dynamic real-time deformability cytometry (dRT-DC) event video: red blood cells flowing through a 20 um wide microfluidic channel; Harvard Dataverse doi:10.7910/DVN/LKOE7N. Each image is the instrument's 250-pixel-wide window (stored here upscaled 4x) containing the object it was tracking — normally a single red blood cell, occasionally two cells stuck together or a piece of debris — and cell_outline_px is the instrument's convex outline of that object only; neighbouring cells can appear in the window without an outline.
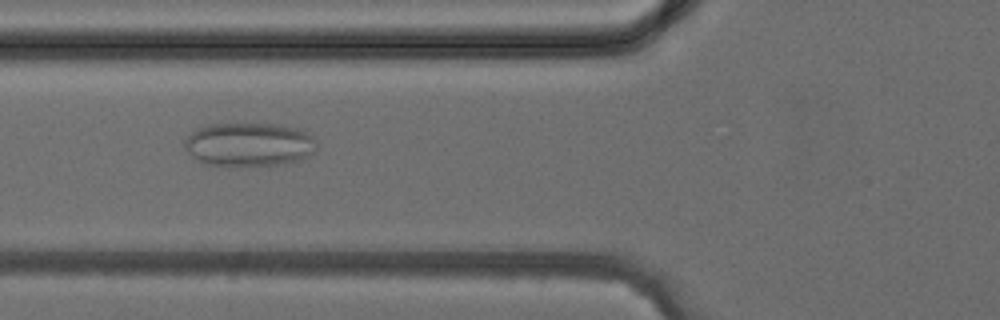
{"species": "common noctule bat (a hibernating species)", "species_latin": "Nyctalus noctula", "temperature_condition": "cold", "stored_images_in_passage": 33, "camera_frame_rate_fps": 3000, "um_per_image_px": 0.085, "animal": {"sex": "female", "body_mass_g": 24.6, "forearm_length_mm": 56.2}, "frame": {"image": 1, "passage_image": 7, "time_ms": 2.0, "image_size_px": [1000, 320], "cell_outline_px": [[316, 148], [304, 160], [292, 164], [204, 164], [196, 160], [184, 148], [184, 140], [196, 128], [208, 124], [276, 124], [300, 128], [312, 136], [316, 144]], "centroid_in_image_um": [21.19, 12.26], "position_along_channel_um": 104.6, "area_um2": 33.58}}
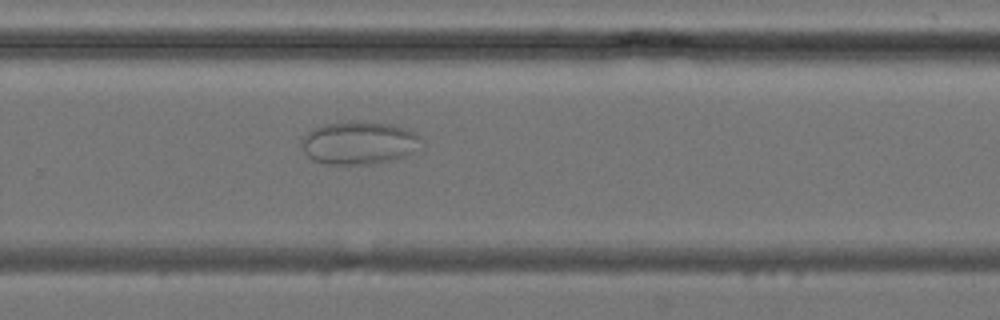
{"frame": {"image": 2, "passage_image": 19, "time_ms": 6.0, "image_size_px": [1000, 320], "cell_outline_px": [[424, 140], [412, 152], [404, 156], [392, 160], [372, 164], [324, 164], [312, 160], [304, 152], [300, 144], [300, 140], [308, 132], [324, 124], [392, 124], [408, 128], [416, 132]], "centroid_in_image_um": [30.53, 12.19], "position_along_channel_um": 299.3, "area_um2": 29.36}}
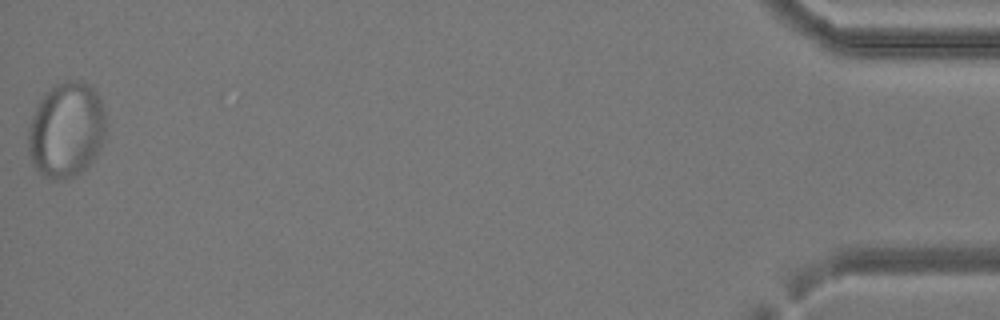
{"frame": {"image": 3, "passage_image": 33, "time_ms": 10.667, "image_size_px": [1000, 320], "cell_outline_px": [[108, 124], [104, 140], [96, 156], [88, 168], [72, 176], [60, 180], [52, 180], [44, 176], [32, 164], [28, 152], [28, 128], [36, 104], [44, 92], [56, 84], [64, 80], [84, 80], [100, 96], [104, 108]], "centroid_in_image_um": [5.66, 11.02], "position_along_channel_um": 429.5, "area_um2": 44.27}}